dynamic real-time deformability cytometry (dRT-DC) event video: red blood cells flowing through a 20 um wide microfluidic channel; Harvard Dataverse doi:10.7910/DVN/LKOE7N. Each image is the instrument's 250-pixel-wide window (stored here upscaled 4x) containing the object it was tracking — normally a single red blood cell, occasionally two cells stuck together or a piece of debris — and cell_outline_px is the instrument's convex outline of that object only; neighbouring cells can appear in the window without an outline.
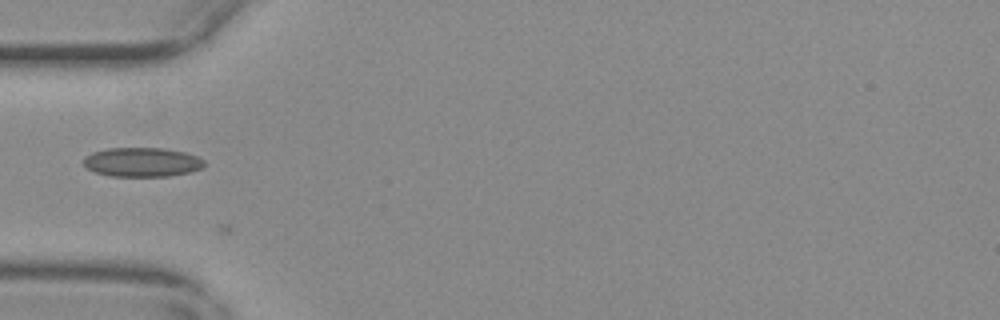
{"species": "common noctule bat (a hibernating species)", "species_latin": "Nyctalus noctula", "temperature_condition": "warm", "stored_images_in_passage": 8, "camera_frame_rate_fps": 3000, "um_per_image_px": 0.085, "animal": {"sex": "female", "body_mass_g": 29.2, "forearm_length_mm": 56.3}, "frame": {"image": 1, "passage_image": 3, "time_ms": 0.667, "image_size_px": [1000, 320], "cell_outline_px": [[204, 164], [200, 168], [188, 172], [168, 176], [108, 176], [96, 172], [88, 168], [84, 164], [84, 160], [92, 152], [108, 148], [164, 148], [184, 152], [196, 156], [204, 160]], "centroid_in_image_um": [12.07, 13.78], "position_along_channel_um": 72.9, "area_um2": 20.29}}
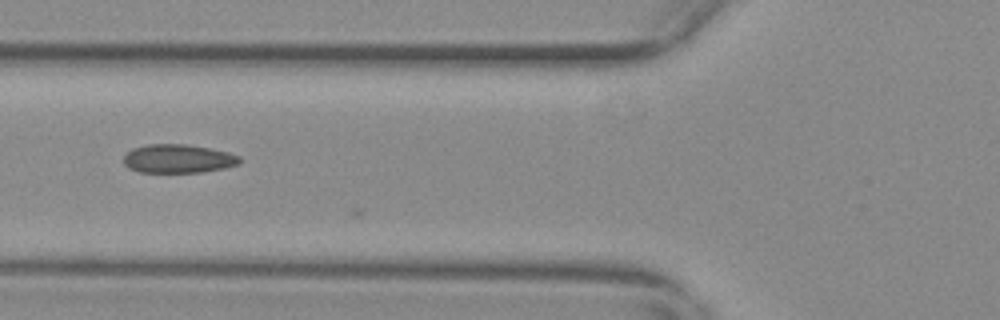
{"frame": {"image": 2, "passage_image": 6, "time_ms": 1.667, "image_size_px": [1000, 320], "cell_outline_px": [[240, 164], [224, 168], [204, 172], [140, 172], [128, 168], [124, 164], [124, 156], [132, 148], [148, 144], [188, 144], [228, 152], [240, 156]], "centroid_in_image_um": [15.14, 13.49], "position_along_channel_um": 110.7, "area_um2": 19.42}}